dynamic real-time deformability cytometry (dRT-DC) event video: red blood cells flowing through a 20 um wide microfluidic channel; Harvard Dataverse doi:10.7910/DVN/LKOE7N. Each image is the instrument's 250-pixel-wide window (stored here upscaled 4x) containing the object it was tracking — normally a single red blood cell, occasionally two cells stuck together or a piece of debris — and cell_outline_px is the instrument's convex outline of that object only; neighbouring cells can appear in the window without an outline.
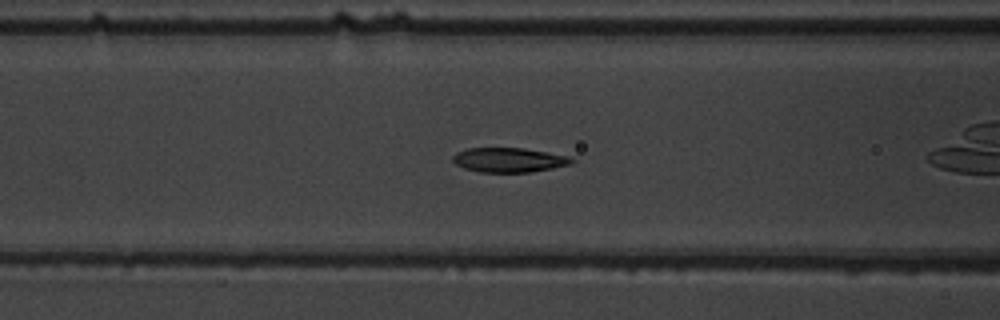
{"species": "common noctule bat (a hibernating species)", "species_latin": "Nyctalus noctula", "temperature_condition": "warm", "stored_images_in_passage": 40, "camera_frame_rate_fps": 3000, "um_per_image_px": 0.085, "animal": {"sex": "male", "body_mass_g": 19.5, "forearm_length_mm": 54.6}, "frame": {"image": 1, "passage_image": 8, "time_ms": 2.333, "image_size_px": [1000, 320], "cell_outline_px": [[576, 160], [572, 164], [532, 172], [480, 172], [464, 168], [456, 164], [452, 160], [452, 156], [456, 152], [468, 148], [524, 148], [568, 156]], "centroid_in_image_um": [43.26, 13.59], "position_along_channel_um": 123.3, "area_um2": 16.99}}
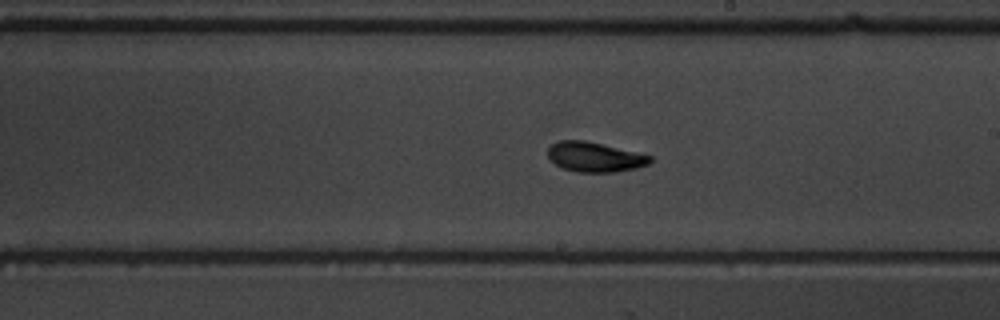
{"frame": {"image": 2, "passage_image": 17, "time_ms": 5.333, "image_size_px": [1000, 320], "cell_outline_px": [[652, 160], [648, 164], [636, 168], [616, 172], [576, 172], [560, 168], [548, 160], [548, 148], [552, 144], [560, 140], [584, 140], [636, 152], [652, 156]], "centroid_in_image_um": [50.5, 13.35], "position_along_channel_um": 238.5, "area_um2": 17.86}}
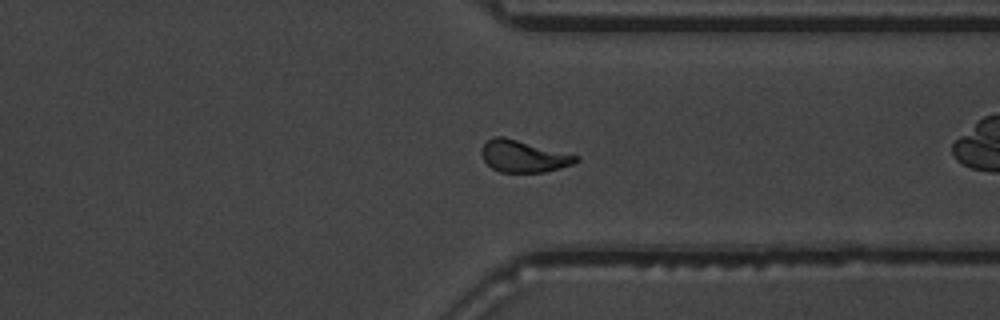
{"frame": {"image": 3, "passage_image": 27, "time_ms": 8.667, "image_size_px": [1000, 320], "cell_outline_px": [[580, 160], [572, 164], [560, 168], [544, 172], [500, 172], [492, 168], [484, 160], [480, 152], [484, 144], [492, 136], [504, 136], [580, 156]], "centroid_in_image_um": [44.5, 13.27], "position_along_channel_um": 366.9, "area_um2": 17.57}, "authors_computed_cell_mechanics": {"area_um2": 17.6868, "velocity_mm_per_s": 3.8417, "shape_relaxation_time_tau1_ms": 2.4884, "shape_relaxation_time_tau2_ms": 1.1232, "deformation_change_tau1": 0.1195, "deformation_change_tau2": 0.0424}}